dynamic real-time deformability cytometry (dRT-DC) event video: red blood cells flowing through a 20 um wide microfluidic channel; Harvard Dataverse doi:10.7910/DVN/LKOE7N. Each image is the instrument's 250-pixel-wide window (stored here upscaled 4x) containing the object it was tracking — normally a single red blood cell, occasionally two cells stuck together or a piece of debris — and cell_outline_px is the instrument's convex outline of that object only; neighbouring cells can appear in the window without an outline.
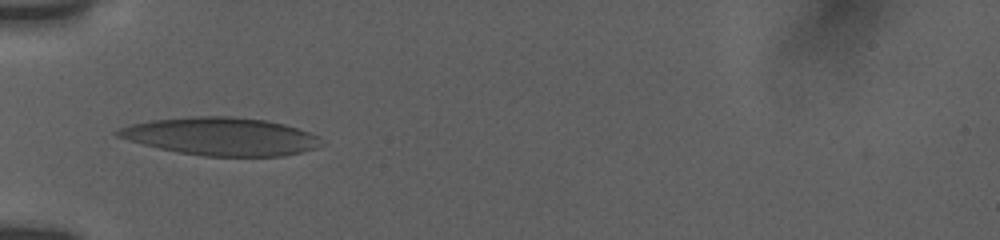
{"species": "human", "species_latin": "Homo sapiens", "temperature_condition": "room temperature", "stored_images_in_passage": 28, "camera_frame_rate_fps": 3000, "um_per_image_px": 0.085, "donor": {"sex": "female"}, "frame": {"image": 1, "passage_image": 1, "time_ms": 0.0, "image_size_px": [1000, 240], "cell_outline_px": [[316, 148], [284, 156], [204, 156], [176, 152], [144, 144], [116, 136], [112, 132], [120, 128], [132, 124], [152, 120], [200, 116], [228, 116], [264, 120], [296, 128], [308, 132], [316, 136]], "centroid_in_image_um": [18.7, 11.6], "position_along_channel_um": 66.3, "area_um2": 44.04}}
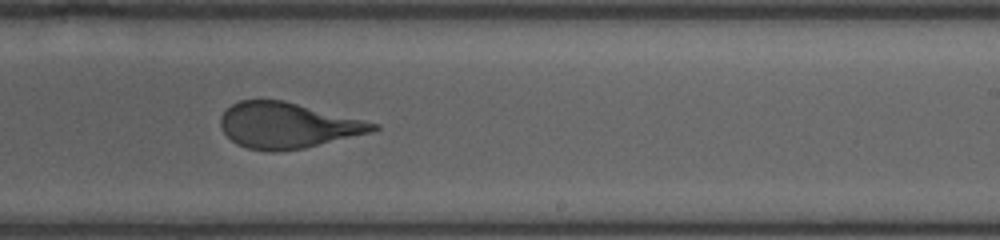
{"frame": {"image": 2, "passage_image": 15, "time_ms": 5.333, "image_size_px": [1000, 240], "cell_outline_px": [[380, 128], [368, 132], [304, 148], [276, 152], [272, 152], [248, 148], [236, 144], [224, 132], [220, 124], [220, 116], [232, 104], [240, 100], [284, 100], [380, 124]], "centroid_in_image_um": [24.4, 10.65], "position_along_channel_um": 264.6, "area_um2": 40.17}}
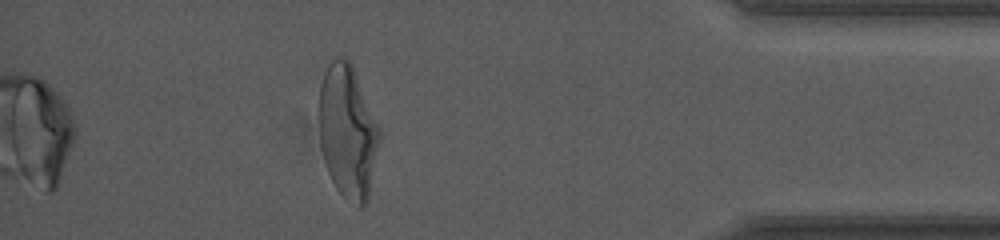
{"frame": {"image": 3, "passage_image": 28, "time_ms": 10.0, "image_size_px": [1000, 240], "cell_outline_px": [[380, 136], [368, 200], [360, 208], [356, 208], [336, 188], [328, 172], [324, 160], [320, 144], [320, 84], [324, 72], [328, 64], [336, 56], [344, 56], [352, 64], [380, 128]], "centroid_in_image_um": [29.56, 11.18], "position_along_channel_um": 405.6, "area_um2": 46.76}, "authors_computed_cell_mechanics": {"area_um2": 41.2403, "velocity_mm_per_s": 3.7736, "shape_relaxation_time_tau1_ms": 6.6479, "shape_relaxation_time_tau2_ms": 0.8301, "deformation_change_tau1": 0.2522, "deformation_change_tau2": 0.0937}}